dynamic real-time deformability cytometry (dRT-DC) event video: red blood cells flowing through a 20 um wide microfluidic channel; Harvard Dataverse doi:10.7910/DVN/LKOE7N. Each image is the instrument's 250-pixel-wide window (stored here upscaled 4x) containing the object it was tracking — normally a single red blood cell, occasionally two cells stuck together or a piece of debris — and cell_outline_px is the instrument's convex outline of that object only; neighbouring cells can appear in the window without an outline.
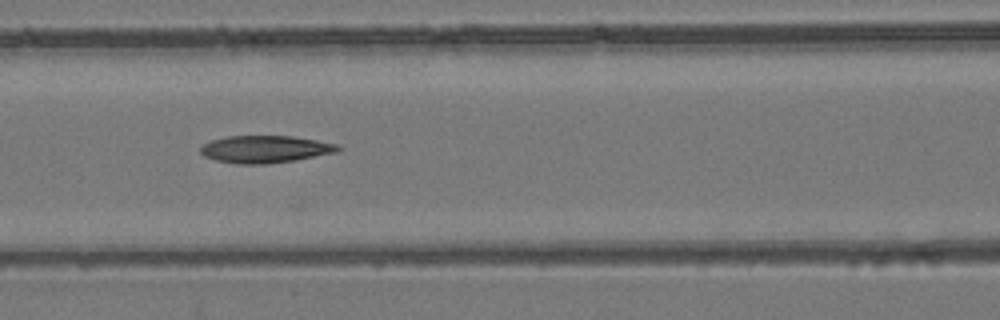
{"species": "common noctule bat (a hibernating species)", "species_latin": "Nyctalus noctula", "temperature_condition": "room temperature", "stored_images_in_passage": 9, "camera_frame_rate_fps": 3000, "um_per_image_px": 0.085, "animal": {"sex": "female", "body_mass_g": 24.6, "forearm_length_mm": 56.2}, "frame": {"image": 1, "passage_image": 8, "time_ms": 7.667, "image_size_px": [1000, 320], "cell_outline_px": [[344, 148], [336, 152], [296, 160], [264, 164], [236, 164], [216, 160], [204, 156], [200, 152], [200, 148], [204, 144], [212, 140], [228, 136], [292, 136], [316, 140], [336, 144]], "centroid_in_image_um": [22.54, 12.68], "position_along_channel_um": 144.1, "area_um2": 21.79}}
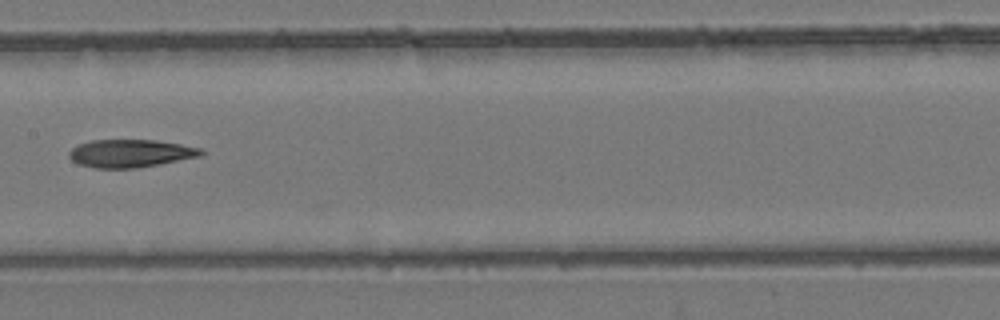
{"frame": {"image": 2, "passage_image": 9, "time_ms": 9.0, "image_size_px": [1000, 320], "cell_outline_px": [[204, 152], [200, 156], [160, 164], [136, 168], [96, 168], [80, 164], [72, 160], [68, 156], [68, 152], [72, 148], [80, 144], [92, 140], [156, 140], [180, 144], [200, 148]], "centroid_in_image_um": [11.08, 13.03], "position_along_channel_um": 196.3, "area_um2": 21.27}}